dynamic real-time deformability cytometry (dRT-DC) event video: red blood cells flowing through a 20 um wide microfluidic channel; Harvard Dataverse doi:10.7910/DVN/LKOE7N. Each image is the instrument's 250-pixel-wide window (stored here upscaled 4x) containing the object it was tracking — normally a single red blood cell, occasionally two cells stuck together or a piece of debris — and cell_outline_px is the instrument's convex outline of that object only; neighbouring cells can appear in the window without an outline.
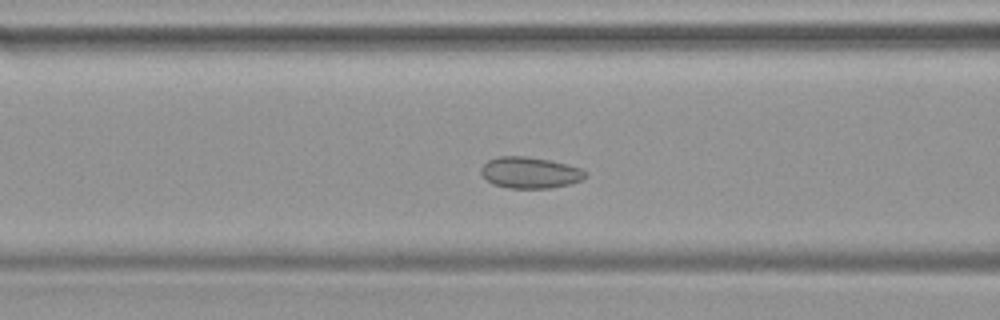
{"species": "common noctule bat (a hibernating species)", "species_latin": "Nyctalus noctula", "temperature_condition": "warm", "stored_images_in_passage": 45, "camera_frame_rate_fps": 3000, "um_per_image_px": 0.085, "animal": {"sex": "female", "body_mass_g": 19.9}, "frame": {"image": 1, "passage_image": 17, "time_ms": 5.333, "image_size_px": [1000, 320], "cell_outline_px": [[588, 176], [580, 180], [568, 184], [548, 188], [508, 188], [492, 184], [480, 172], [480, 168], [488, 160], [500, 156], [528, 156], [568, 164], [580, 168], [588, 172]], "centroid_in_image_um": [45.05, 14.67], "position_along_channel_um": 121.5, "area_um2": 19.02}}
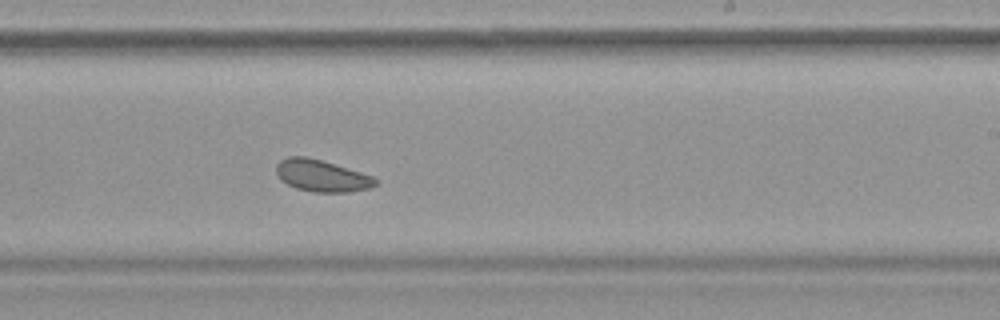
{"frame": {"image": 2, "passage_image": 27, "time_ms": 8.667, "image_size_px": [1000, 320], "cell_outline_px": [[376, 184], [372, 188], [348, 192], [312, 192], [296, 188], [280, 180], [276, 172], [276, 164], [280, 160], [288, 156], [304, 156], [320, 160], [360, 172], [372, 176], [376, 180]], "centroid_in_image_um": [27.31, 14.94], "position_along_channel_um": 261.7, "area_um2": 18.26}}
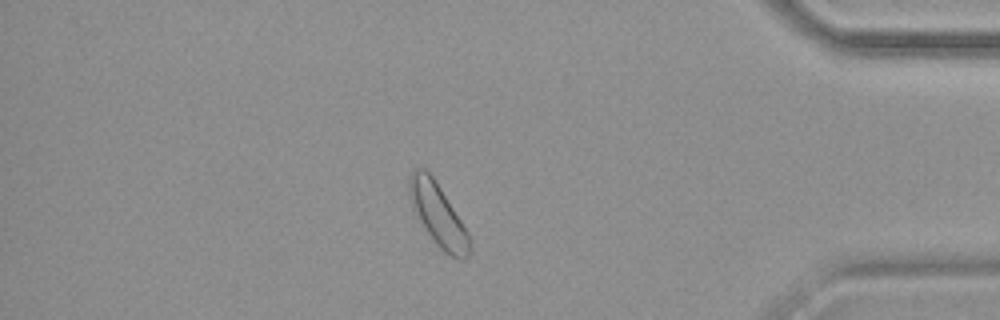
{"frame": {"image": 3, "passage_image": 39, "time_ms": 12.667, "image_size_px": [1000, 320], "cell_outline_px": [[472, 240], [468, 256], [464, 260], [460, 260], [444, 252], [436, 244], [428, 232], [416, 212], [408, 196], [408, 176], [416, 168], [424, 168], [432, 176], [440, 188], [468, 232]], "centroid_in_image_um": [37.24, 18.26], "position_along_channel_um": 398.0, "area_um2": 21.44}}